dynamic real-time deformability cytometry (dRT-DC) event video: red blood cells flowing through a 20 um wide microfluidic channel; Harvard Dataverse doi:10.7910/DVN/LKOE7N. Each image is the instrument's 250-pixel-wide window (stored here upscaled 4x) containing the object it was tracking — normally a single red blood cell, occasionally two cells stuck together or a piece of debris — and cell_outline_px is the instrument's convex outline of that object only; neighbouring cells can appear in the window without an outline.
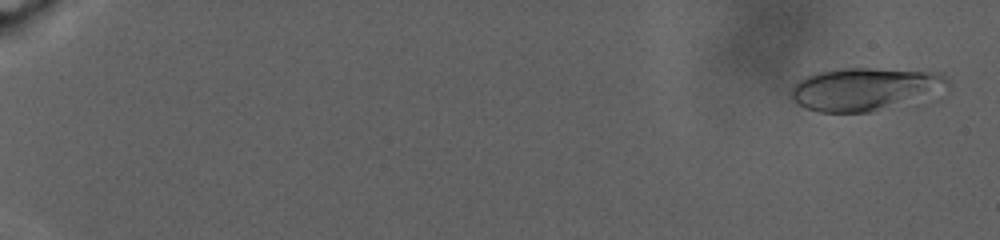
{"species": "human", "species_latin": "Homo sapiens", "temperature_condition": "warm", "stored_images_in_passage": 74, "camera_frame_rate_fps": 3000, "um_per_image_px": 0.085, "donor": {"sex": "male"}, "frame": {"image": 1, "passage_image": 4, "time_ms": 1.0, "image_size_px": [1000, 240], "cell_outline_px": [[952, 84], [872, 112], [820, 112], [796, 104], [792, 100], [792, 88], [800, 80], [816, 72], [844, 68], [872, 68], [940, 72], [948, 76]], "centroid_in_image_um": [73.43, 7.54], "position_along_channel_um": 11.6, "area_um2": 37.86}}
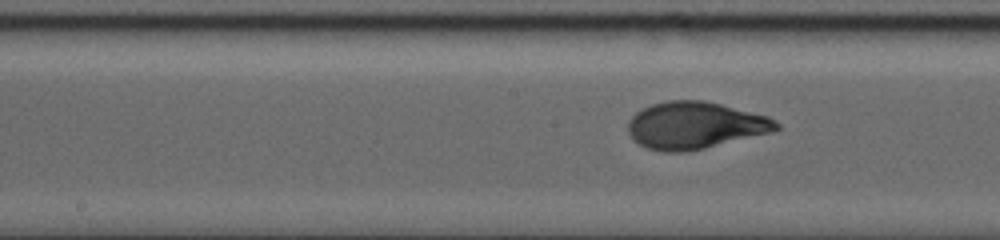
{"frame": {"image": 2, "passage_image": 43, "time_ms": 17.333, "image_size_px": [1000, 240], "cell_outline_px": [[780, 128], [772, 132], [688, 152], [660, 152], [648, 148], [632, 140], [628, 132], [628, 120], [636, 112], [652, 104], [668, 100], [704, 100], [768, 116], [776, 120], [780, 124]], "centroid_in_image_um": [59.06, 10.66], "position_along_channel_um": 189.1, "area_um2": 40.75}}
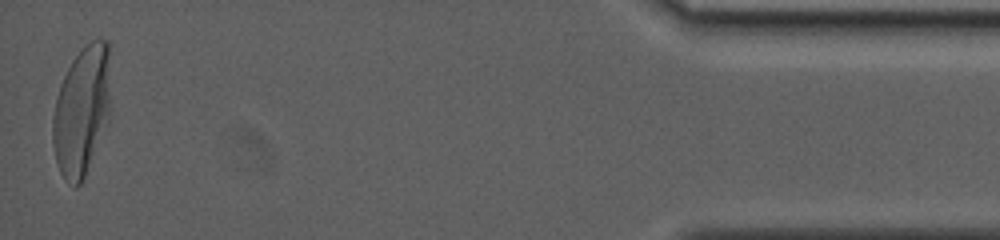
{"frame": {"image": 3, "passage_image": 74, "time_ms": 30.0, "image_size_px": [1000, 240], "cell_outline_px": [[108, 120], [84, 176], [80, 184], [76, 188], [72, 188], [64, 180], [60, 172], [56, 160], [52, 144], [52, 116], [60, 84], [72, 60], [92, 40], [108, 40]], "centroid_in_image_um": [6.89, 9.48], "position_along_channel_um": 428.3, "area_um2": 42.71}, "authors_computed_cell_mechanics": {"area_um2": 38.5526, "velocity_mm_per_s": 2.4237, "shape_relaxation_time_tau1_ms": 7.8898, "shape_relaxation_time_tau2_ms": null, "deformation_change_tau1": 0.2946, "deformation_change_tau2": null}}